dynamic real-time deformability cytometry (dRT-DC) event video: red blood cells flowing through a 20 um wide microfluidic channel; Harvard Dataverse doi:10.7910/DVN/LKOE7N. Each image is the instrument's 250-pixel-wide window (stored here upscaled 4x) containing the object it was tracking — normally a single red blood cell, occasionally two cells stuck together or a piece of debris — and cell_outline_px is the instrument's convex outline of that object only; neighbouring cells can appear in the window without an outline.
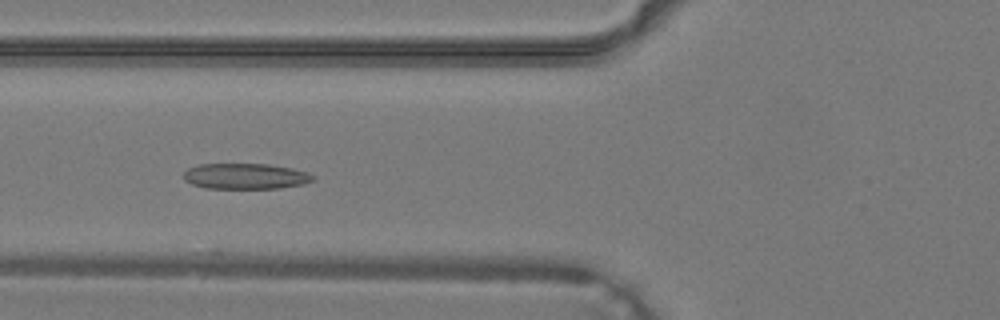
{"species": "common noctule bat (a hibernating species)", "species_latin": "Nyctalus noctula", "temperature_condition": "warm", "stored_images_in_passage": 28, "camera_frame_rate_fps": 3000, "um_per_image_px": 0.085, "animal": {"sex": "male", "body_mass_g": 19.2, "forearm_length_mm": 51.8}, "frame": {"image": 1, "passage_image": 4, "time_ms": 1.0, "image_size_px": [1000, 320], "cell_outline_px": [[316, 180], [304, 184], [280, 188], [204, 188], [192, 184], [184, 180], [184, 172], [188, 168], [196, 164], [268, 164], [292, 168], [308, 172], [316, 176]], "centroid_in_image_um": [20.9, 14.97], "position_along_channel_um": 104.9, "area_um2": 19.59}}
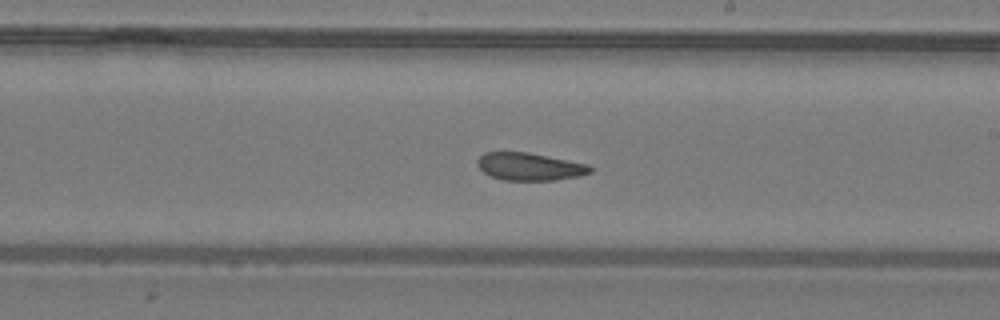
{"frame": {"image": 2, "passage_image": 12, "time_ms": 3.667, "image_size_px": [1000, 320], "cell_outline_px": [[592, 172], [580, 176], [556, 180], [504, 180], [492, 176], [484, 172], [476, 164], [476, 160], [484, 152], [528, 152], [588, 164], [592, 168]], "centroid_in_image_um": [45.02, 14.16], "position_along_channel_um": 244.0, "area_um2": 18.15}}
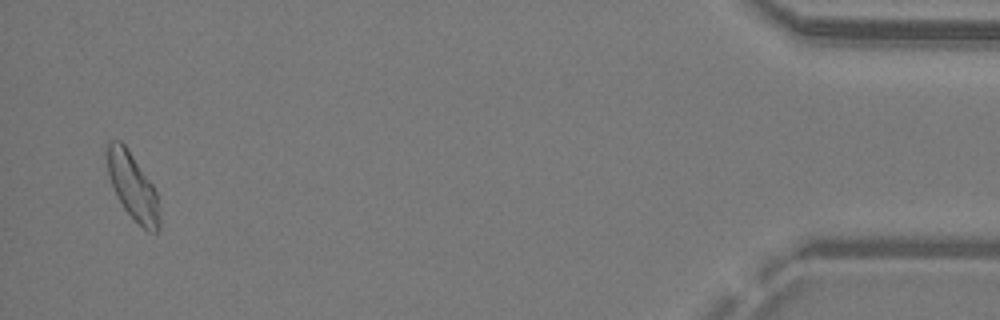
{"frame": {"image": 3, "passage_image": 27, "time_ms": 8.667, "image_size_px": [1000, 320], "cell_outline_px": [[160, 228], [156, 232], [148, 232], [124, 208], [112, 184], [108, 172], [108, 144], [112, 140], [120, 140], [128, 148], [152, 184], [156, 192], [160, 220]], "centroid_in_image_um": [11.31, 15.85], "position_along_channel_um": 423.9, "area_um2": 19.65}}